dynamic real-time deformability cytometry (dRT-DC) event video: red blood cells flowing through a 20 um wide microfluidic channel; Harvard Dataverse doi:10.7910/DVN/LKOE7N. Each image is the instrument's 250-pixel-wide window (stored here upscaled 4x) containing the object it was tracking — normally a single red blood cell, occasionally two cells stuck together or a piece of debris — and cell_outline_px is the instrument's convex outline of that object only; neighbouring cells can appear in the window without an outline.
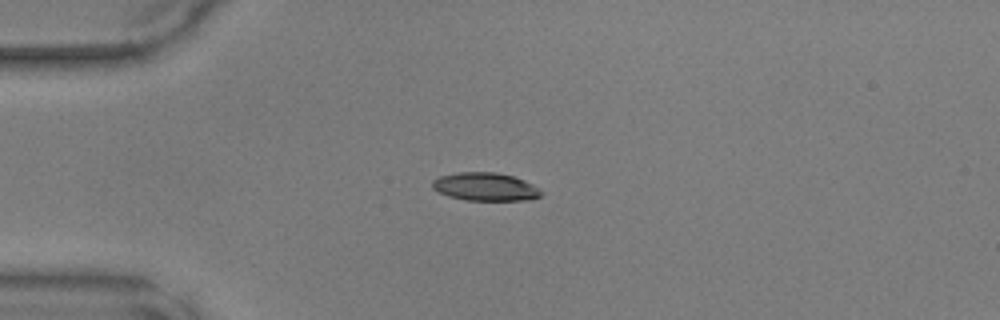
{"species": "common noctule bat (a hibernating species)", "species_latin": "Nyctalus noctula", "temperature_condition": "warm", "stored_images_in_passage": 34, "camera_frame_rate_fps": 3000, "um_per_image_px": 0.085, "animal": {"sex": "male", "body_mass_g": 17.9, "forearm_length_mm": 54.2}, "frame": {"image": 1, "passage_image": 2, "time_ms": 0.333, "image_size_px": [1000, 320], "cell_outline_px": [[544, 192], [540, 196], [532, 200], [464, 200], [448, 196], [432, 188], [432, 180], [440, 176], [456, 172], [496, 172], [512, 176], [524, 180], [532, 184]], "centroid_in_image_um": [41.26, 15.87], "position_along_channel_um": 43.7, "area_um2": 17.92}}
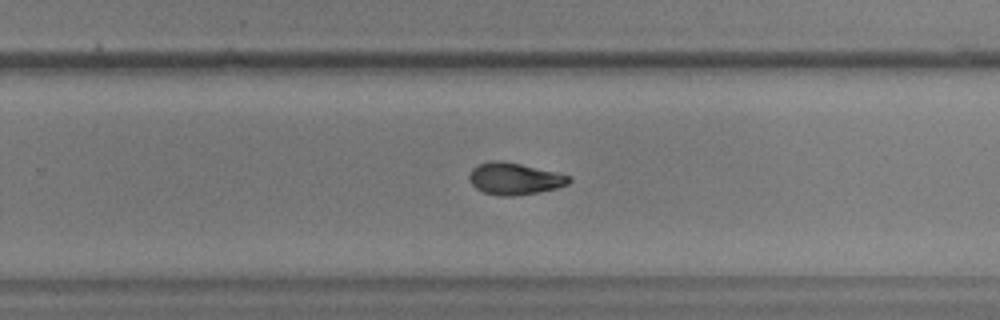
{"frame": {"image": 2, "passage_image": 21, "time_ms": 6.667, "image_size_px": [1000, 320], "cell_outline_px": [[572, 180], [568, 184], [556, 188], [536, 192], [512, 196], [500, 196], [484, 192], [476, 188], [472, 184], [468, 176], [472, 168], [476, 164], [488, 160], [500, 160], [520, 164], [556, 172], [572, 176]], "centroid_in_image_um": [43.71, 15.17], "position_along_channel_um": 286.1, "area_um2": 18.55}}
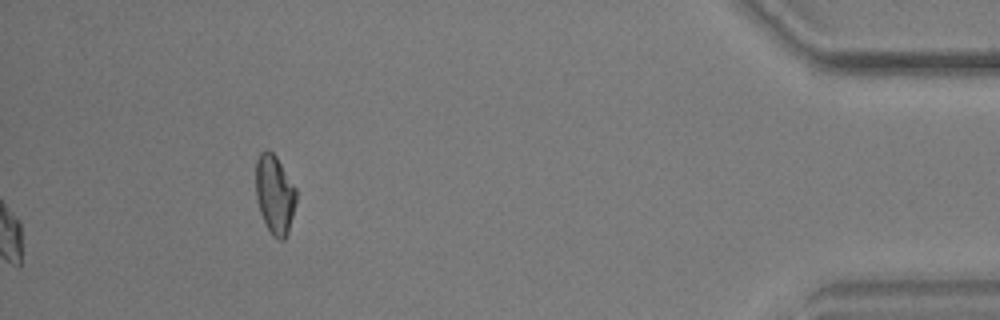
{"frame": {"image": 3, "passage_image": 34, "time_ms": 11.0, "image_size_px": [1000, 320], "cell_outline_px": [[296, 200], [288, 232], [284, 240], [280, 240], [272, 236], [260, 212], [256, 196], [256, 160], [260, 152], [268, 148], [276, 156], [296, 188]], "centroid_in_image_um": [23.34, 16.5], "position_along_channel_um": 411.9, "area_um2": 18.5}}